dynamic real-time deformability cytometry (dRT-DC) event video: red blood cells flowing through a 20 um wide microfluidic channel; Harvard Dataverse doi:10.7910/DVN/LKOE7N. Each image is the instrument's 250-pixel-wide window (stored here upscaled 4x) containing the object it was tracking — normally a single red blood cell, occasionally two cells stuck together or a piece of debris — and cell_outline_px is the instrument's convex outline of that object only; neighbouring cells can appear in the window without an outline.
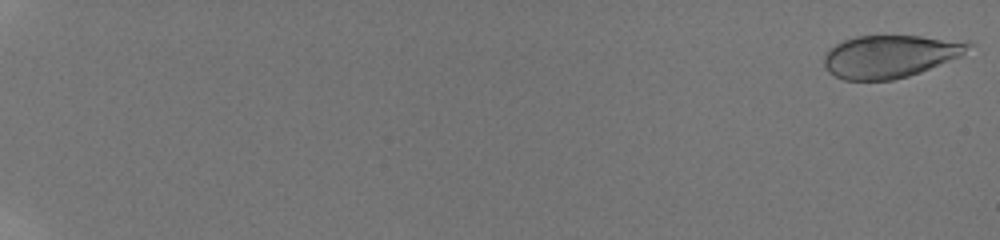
{"species": "human", "species_latin": "Homo sapiens", "temperature_condition": "room temperature", "stored_images_in_passage": 22, "camera_frame_rate_fps": 3000, "um_per_image_px": 0.085, "donor": {"sex": "male"}, "frame": {"image": 1, "passage_image": 1, "time_ms": 0.0, "image_size_px": [1000, 240], "cell_outline_px": [[972, 44], [960, 56], [920, 72], [908, 76], [892, 80], [844, 80], [828, 72], [824, 64], [824, 56], [828, 48], [844, 40], [856, 36], [920, 36], [972, 40]], "centroid_in_image_um": [75.66, 4.77], "position_along_channel_um": 9.3, "area_um2": 35.95}}
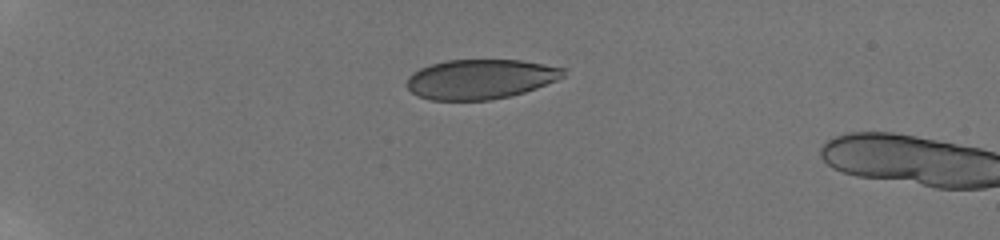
{"frame": {"image": 2, "passage_image": 18, "time_ms": 5.667, "image_size_px": [1000, 240], "cell_outline_px": [[568, 68], [564, 76], [556, 80], [536, 88], [524, 92], [508, 96], [488, 100], [428, 100], [416, 96], [404, 84], [408, 76], [412, 72], [420, 68], [432, 64], [448, 60], [520, 60]], "centroid_in_image_um": [40.8, 6.72], "position_along_channel_um": 44.2, "area_um2": 36.41}}